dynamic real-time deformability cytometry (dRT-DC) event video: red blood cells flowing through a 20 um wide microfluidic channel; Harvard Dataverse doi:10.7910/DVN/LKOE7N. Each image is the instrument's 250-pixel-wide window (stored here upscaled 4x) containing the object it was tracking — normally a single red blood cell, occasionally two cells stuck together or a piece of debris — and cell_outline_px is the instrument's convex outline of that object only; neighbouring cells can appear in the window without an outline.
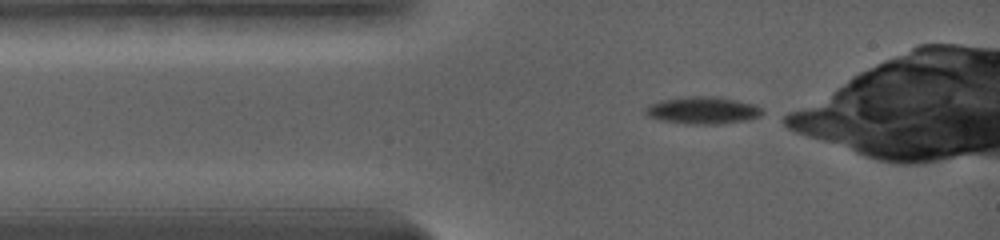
{"species": "common noctule bat (a hibernating species)", "species_latin": "Nyctalus noctula", "temperature_condition": "warm", "stored_images_in_passage": 10, "camera_frame_rate_fps": 5000, "um_per_image_px": 0.085, "animal": {"sex": "female", "body_mass_g": 19.0, "forearm_length_mm": 56.7}, "frame": {"image": 1, "passage_image": 1, "time_ms": 0.0, "image_size_px": [1000, 240], "cell_outline_px": [[764, 112], [756, 116], [740, 120], [720, 124], [696, 124], [660, 120], [648, 116], [644, 112], [652, 104], [664, 100], [700, 96], [732, 100], [752, 104], [760, 108]], "centroid_in_image_um": [59.69, 9.4], "position_along_channel_um": 25.3, "area_um2": 17.34}}
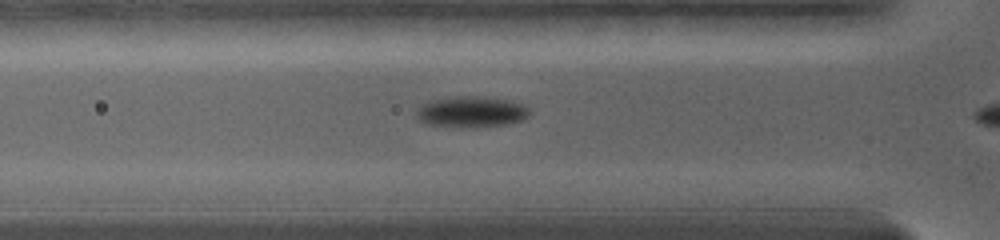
{"frame": {"image": 2, "passage_image": 6, "time_ms": 2.2, "image_size_px": [1000, 240], "cell_outline_px": [[528, 116], [520, 120], [504, 124], [476, 128], [460, 128], [428, 124], [420, 120], [416, 116], [416, 112], [428, 100], [448, 96], [484, 96], [512, 100], [524, 104], [528, 108]], "centroid_in_image_um": [40.05, 9.49], "position_along_channel_um": 85.7, "area_um2": 20.75}}
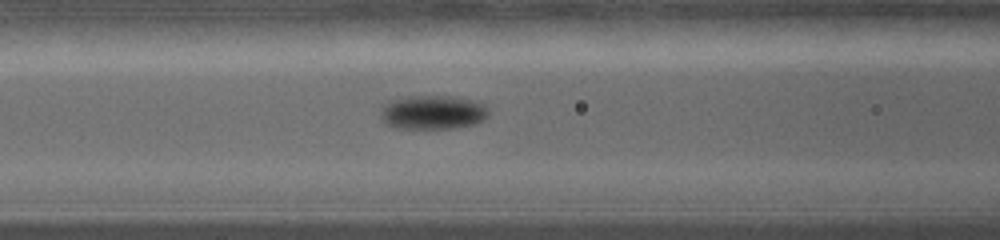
{"frame": {"image": 3, "passage_image": 9, "time_ms": 3.4, "image_size_px": [1000, 240], "cell_outline_px": [[488, 116], [484, 120], [476, 124], [452, 128], [400, 128], [388, 124], [380, 116], [380, 108], [388, 100], [404, 96], [452, 96], [472, 100], [484, 104], [488, 108]], "centroid_in_image_um": [36.78, 9.53], "position_along_channel_um": 129.8, "area_um2": 21.56}}